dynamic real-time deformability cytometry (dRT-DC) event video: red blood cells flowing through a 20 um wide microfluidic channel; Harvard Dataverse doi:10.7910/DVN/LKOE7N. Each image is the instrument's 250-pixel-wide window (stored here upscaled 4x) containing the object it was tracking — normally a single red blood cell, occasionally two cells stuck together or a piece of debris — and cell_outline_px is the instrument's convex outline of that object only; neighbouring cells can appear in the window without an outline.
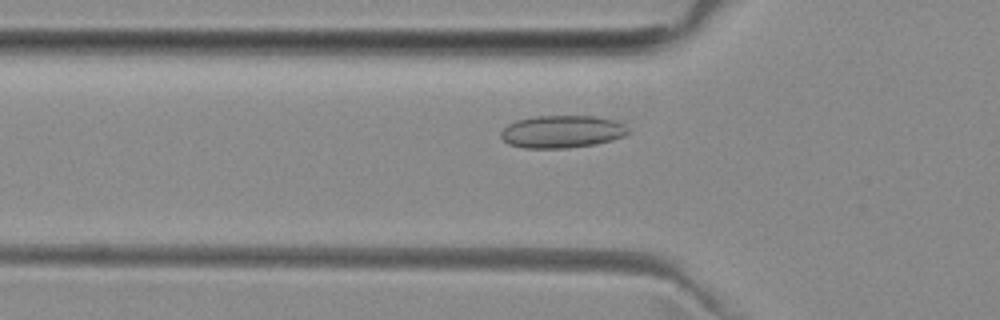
{"species": "common noctule bat (a hibernating species)", "species_latin": "Nyctalus noctula", "temperature_condition": "room temperature", "stored_images_in_passage": 45, "camera_frame_rate_fps": 3000, "um_per_image_px": 0.085, "animal": {"sex": "female", "body_mass_g": 29.2, "forearm_length_mm": 56.3}, "frame": {"image": 1, "passage_image": 10, "time_ms": 3.0, "image_size_px": [1000, 320], "cell_outline_px": [[632, 132], [624, 136], [612, 140], [596, 144], [568, 148], [524, 148], [508, 144], [500, 136], [500, 132], [508, 124], [516, 120], [536, 116], [596, 116], [612, 120], [624, 124]], "centroid_in_image_um": [47.78, 11.19], "position_along_channel_um": 78.0, "area_um2": 24.28}}
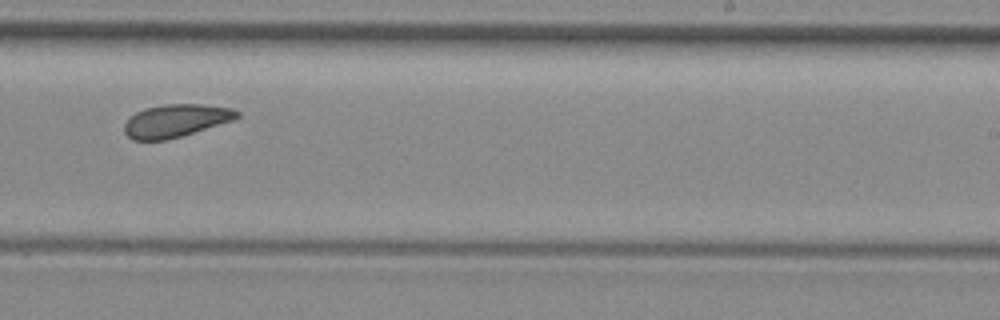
{"frame": {"image": 2, "passage_image": 25, "time_ms": 8.0, "image_size_px": [1000, 320], "cell_outline_px": [[240, 116], [232, 120], [180, 136], [164, 140], [132, 140], [124, 132], [124, 124], [136, 112], [144, 108], [164, 104], [204, 104], [232, 108], [240, 112]], "centroid_in_image_um": [14.93, 10.24], "position_along_channel_um": 274.1, "area_um2": 21.33}}
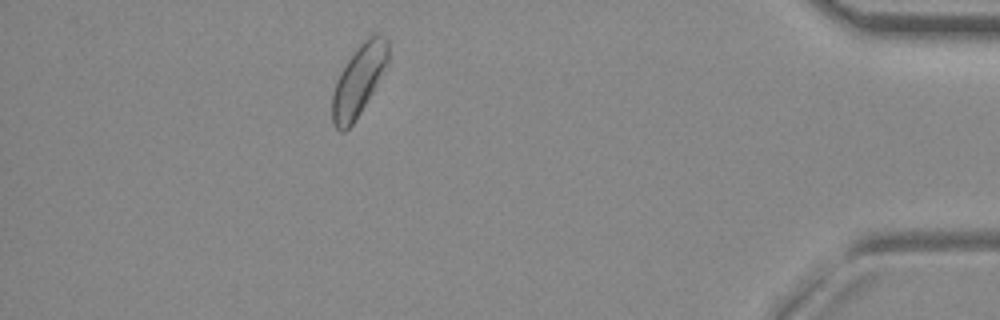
{"frame": {"image": 3, "passage_image": 39, "time_ms": 12.667, "image_size_px": [1000, 320], "cell_outline_px": [[388, 64], [372, 92], [360, 112], [352, 124], [344, 132], [340, 132], [336, 128], [332, 120], [332, 92], [336, 80], [340, 72], [348, 60], [360, 44], [368, 36], [376, 32], [384, 36], [388, 40]], "centroid_in_image_um": [30.48, 6.81], "position_along_channel_um": 404.7, "area_um2": 22.89}, "authors_computed_cell_mechanics": {"area_um2": 22.1374, "velocity_mm_per_s": 3.9377, "shape_relaxation_time_tau1_ms": null, "shape_relaxation_time_tau2_ms": 2.8512, "deformation_change_tau1": null, "deformation_change_tau2": 0.082}}